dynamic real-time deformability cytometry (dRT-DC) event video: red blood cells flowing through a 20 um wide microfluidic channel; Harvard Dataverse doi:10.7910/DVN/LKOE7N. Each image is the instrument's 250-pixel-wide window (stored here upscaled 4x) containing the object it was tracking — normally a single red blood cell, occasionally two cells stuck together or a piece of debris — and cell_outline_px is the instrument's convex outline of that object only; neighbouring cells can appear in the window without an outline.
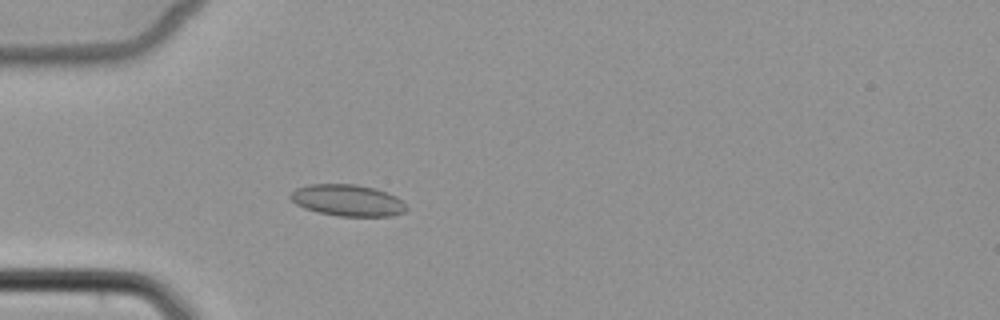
{"species": "common noctule bat (a hibernating species)", "species_latin": "Nyctalus noctula", "temperature_condition": "cold", "stored_images_in_passage": 4, "camera_frame_rate_fps": 3000, "um_per_image_px": 0.085, "animal": {"sex": "female", "body_mass_g": 22.7, "forearm_length_mm": 54.2}, "frame": {"image": 1, "passage_image": 4, "time_ms": 4.0, "image_size_px": [1000, 320], "cell_outline_px": [[408, 208], [404, 212], [392, 216], [340, 216], [320, 212], [304, 208], [296, 204], [288, 196], [296, 188], [308, 184], [356, 184], [372, 188], [396, 196]], "centroid_in_image_um": [29.52, 17.03], "position_along_channel_um": 55.5, "area_um2": 21.1}}